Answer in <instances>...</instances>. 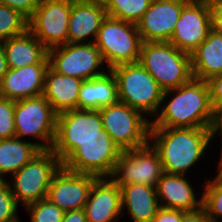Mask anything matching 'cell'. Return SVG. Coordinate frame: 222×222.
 <instances>
[{
    "label": "cell",
    "instance_id": "obj_1",
    "mask_svg": "<svg viewBox=\"0 0 222 222\" xmlns=\"http://www.w3.org/2000/svg\"><path fill=\"white\" fill-rule=\"evenodd\" d=\"M212 113L208 82L192 78L178 88L163 92L150 128H209Z\"/></svg>",
    "mask_w": 222,
    "mask_h": 222
},
{
    "label": "cell",
    "instance_id": "obj_2",
    "mask_svg": "<svg viewBox=\"0 0 222 222\" xmlns=\"http://www.w3.org/2000/svg\"><path fill=\"white\" fill-rule=\"evenodd\" d=\"M149 143L157 151L165 173L187 175L189 169L205 158L211 145L210 130L150 128Z\"/></svg>",
    "mask_w": 222,
    "mask_h": 222
},
{
    "label": "cell",
    "instance_id": "obj_3",
    "mask_svg": "<svg viewBox=\"0 0 222 222\" xmlns=\"http://www.w3.org/2000/svg\"><path fill=\"white\" fill-rule=\"evenodd\" d=\"M138 62L163 91L178 88L193 78L190 54L170 42H142Z\"/></svg>",
    "mask_w": 222,
    "mask_h": 222
},
{
    "label": "cell",
    "instance_id": "obj_4",
    "mask_svg": "<svg viewBox=\"0 0 222 222\" xmlns=\"http://www.w3.org/2000/svg\"><path fill=\"white\" fill-rule=\"evenodd\" d=\"M116 79L118 98L149 120L158 113L163 90L139 63L121 64L110 69Z\"/></svg>",
    "mask_w": 222,
    "mask_h": 222
},
{
    "label": "cell",
    "instance_id": "obj_5",
    "mask_svg": "<svg viewBox=\"0 0 222 222\" xmlns=\"http://www.w3.org/2000/svg\"><path fill=\"white\" fill-rule=\"evenodd\" d=\"M62 166L52 150H42L32 160L7 179L18 205L27 206L47 198L48 188L55 173Z\"/></svg>",
    "mask_w": 222,
    "mask_h": 222
},
{
    "label": "cell",
    "instance_id": "obj_6",
    "mask_svg": "<svg viewBox=\"0 0 222 222\" xmlns=\"http://www.w3.org/2000/svg\"><path fill=\"white\" fill-rule=\"evenodd\" d=\"M14 122L15 137L23 140L27 136L29 142L35 143L41 150L52 149L57 113L43 95L15 101ZM31 137L36 141H31Z\"/></svg>",
    "mask_w": 222,
    "mask_h": 222
},
{
    "label": "cell",
    "instance_id": "obj_7",
    "mask_svg": "<svg viewBox=\"0 0 222 222\" xmlns=\"http://www.w3.org/2000/svg\"><path fill=\"white\" fill-rule=\"evenodd\" d=\"M94 44L108 69H112L138 62L142 40L136 24L106 16Z\"/></svg>",
    "mask_w": 222,
    "mask_h": 222
},
{
    "label": "cell",
    "instance_id": "obj_8",
    "mask_svg": "<svg viewBox=\"0 0 222 222\" xmlns=\"http://www.w3.org/2000/svg\"><path fill=\"white\" fill-rule=\"evenodd\" d=\"M90 138H111L103 129L98 110L74 109L57 114L56 135L52 151L63 163Z\"/></svg>",
    "mask_w": 222,
    "mask_h": 222
},
{
    "label": "cell",
    "instance_id": "obj_9",
    "mask_svg": "<svg viewBox=\"0 0 222 222\" xmlns=\"http://www.w3.org/2000/svg\"><path fill=\"white\" fill-rule=\"evenodd\" d=\"M98 111L103 129L121 151L140 148L149 143L151 120L141 112L120 101Z\"/></svg>",
    "mask_w": 222,
    "mask_h": 222
},
{
    "label": "cell",
    "instance_id": "obj_10",
    "mask_svg": "<svg viewBox=\"0 0 222 222\" xmlns=\"http://www.w3.org/2000/svg\"><path fill=\"white\" fill-rule=\"evenodd\" d=\"M48 59L49 66L57 73L83 81L109 70L94 43H66L50 48Z\"/></svg>",
    "mask_w": 222,
    "mask_h": 222
},
{
    "label": "cell",
    "instance_id": "obj_11",
    "mask_svg": "<svg viewBox=\"0 0 222 222\" xmlns=\"http://www.w3.org/2000/svg\"><path fill=\"white\" fill-rule=\"evenodd\" d=\"M164 173L159 155L147 145L122 151L110 177L119 187L128 184H144L156 187Z\"/></svg>",
    "mask_w": 222,
    "mask_h": 222
},
{
    "label": "cell",
    "instance_id": "obj_12",
    "mask_svg": "<svg viewBox=\"0 0 222 222\" xmlns=\"http://www.w3.org/2000/svg\"><path fill=\"white\" fill-rule=\"evenodd\" d=\"M122 151L112 138H90L62 163L66 169L100 177H111Z\"/></svg>",
    "mask_w": 222,
    "mask_h": 222
},
{
    "label": "cell",
    "instance_id": "obj_13",
    "mask_svg": "<svg viewBox=\"0 0 222 222\" xmlns=\"http://www.w3.org/2000/svg\"><path fill=\"white\" fill-rule=\"evenodd\" d=\"M71 0H40L28 30L47 48L67 43Z\"/></svg>",
    "mask_w": 222,
    "mask_h": 222
},
{
    "label": "cell",
    "instance_id": "obj_14",
    "mask_svg": "<svg viewBox=\"0 0 222 222\" xmlns=\"http://www.w3.org/2000/svg\"><path fill=\"white\" fill-rule=\"evenodd\" d=\"M211 30L210 0H190L182 8L169 42L191 54Z\"/></svg>",
    "mask_w": 222,
    "mask_h": 222
},
{
    "label": "cell",
    "instance_id": "obj_15",
    "mask_svg": "<svg viewBox=\"0 0 222 222\" xmlns=\"http://www.w3.org/2000/svg\"><path fill=\"white\" fill-rule=\"evenodd\" d=\"M97 178L61 166L49 185L47 199L64 212L84 209L91 186Z\"/></svg>",
    "mask_w": 222,
    "mask_h": 222
},
{
    "label": "cell",
    "instance_id": "obj_16",
    "mask_svg": "<svg viewBox=\"0 0 222 222\" xmlns=\"http://www.w3.org/2000/svg\"><path fill=\"white\" fill-rule=\"evenodd\" d=\"M190 0H152L136 24L142 42H169L182 8Z\"/></svg>",
    "mask_w": 222,
    "mask_h": 222
},
{
    "label": "cell",
    "instance_id": "obj_17",
    "mask_svg": "<svg viewBox=\"0 0 222 222\" xmlns=\"http://www.w3.org/2000/svg\"><path fill=\"white\" fill-rule=\"evenodd\" d=\"M87 222H117L121 212V190L110 177L97 178L84 206Z\"/></svg>",
    "mask_w": 222,
    "mask_h": 222
},
{
    "label": "cell",
    "instance_id": "obj_18",
    "mask_svg": "<svg viewBox=\"0 0 222 222\" xmlns=\"http://www.w3.org/2000/svg\"><path fill=\"white\" fill-rule=\"evenodd\" d=\"M49 64L9 68L0 81V97L13 101L41 96Z\"/></svg>",
    "mask_w": 222,
    "mask_h": 222
},
{
    "label": "cell",
    "instance_id": "obj_19",
    "mask_svg": "<svg viewBox=\"0 0 222 222\" xmlns=\"http://www.w3.org/2000/svg\"><path fill=\"white\" fill-rule=\"evenodd\" d=\"M106 16L103 3L71 0L67 43H94Z\"/></svg>",
    "mask_w": 222,
    "mask_h": 222
},
{
    "label": "cell",
    "instance_id": "obj_20",
    "mask_svg": "<svg viewBox=\"0 0 222 222\" xmlns=\"http://www.w3.org/2000/svg\"><path fill=\"white\" fill-rule=\"evenodd\" d=\"M159 205L166 209L193 212L202 208V194L196 197L186 175L163 173L156 185ZM198 198V199H197Z\"/></svg>",
    "mask_w": 222,
    "mask_h": 222
},
{
    "label": "cell",
    "instance_id": "obj_21",
    "mask_svg": "<svg viewBox=\"0 0 222 222\" xmlns=\"http://www.w3.org/2000/svg\"><path fill=\"white\" fill-rule=\"evenodd\" d=\"M82 83L83 80L59 74L49 66L42 95L57 114L78 109V94Z\"/></svg>",
    "mask_w": 222,
    "mask_h": 222
},
{
    "label": "cell",
    "instance_id": "obj_22",
    "mask_svg": "<svg viewBox=\"0 0 222 222\" xmlns=\"http://www.w3.org/2000/svg\"><path fill=\"white\" fill-rule=\"evenodd\" d=\"M121 212L133 222H151L160 208L156 187L144 184H128L120 186Z\"/></svg>",
    "mask_w": 222,
    "mask_h": 222
},
{
    "label": "cell",
    "instance_id": "obj_23",
    "mask_svg": "<svg viewBox=\"0 0 222 222\" xmlns=\"http://www.w3.org/2000/svg\"><path fill=\"white\" fill-rule=\"evenodd\" d=\"M2 42L9 68L49 64L48 49L29 30Z\"/></svg>",
    "mask_w": 222,
    "mask_h": 222
},
{
    "label": "cell",
    "instance_id": "obj_24",
    "mask_svg": "<svg viewBox=\"0 0 222 222\" xmlns=\"http://www.w3.org/2000/svg\"><path fill=\"white\" fill-rule=\"evenodd\" d=\"M118 101L116 79L109 69L100 76L83 81L78 94V109L99 110Z\"/></svg>",
    "mask_w": 222,
    "mask_h": 222
},
{
    "label": "cell",
    "instance_id": "obj_25",
    "mask_svg": "<svg viewBox=\"0 0 222 222\" xmlns=\"http://www.w3.org/2000/svg\"><path fill=\"white\" fill-rule=\"evenodd\" d=\"M190 56L193 78L207 81L222 73V35L211 30Z\"/></svg>",
    "mask_w": 222,
    "mask_h": 222
},
{
    "label": "cell",
    "instance_id": "obj_26",
    "mask_svg": "<svg viewBox=\"0 0 222 222\" xmlns=\"http://www.w3.org/2000/svg\"><path fill=\"white\" fill-rule=\"evenodd\" d=\"M41 151L28 139L13 137L0 140V178L7 180Z\"/></svg>",
    "mask_w": 222,
    "mask_h": 222
},
{
    "label": "cell",
    "instance_id": "obj_27",
    "mask_svg": "<svg viewBox=\"0 0 222 222\" xmlns=\"http://www.w3.org/2000/svg\"><path fill=\"white\" fill-rule=\"evenodd\" d=\"M152 0H106L107 16L137 24Z\"/></svg>",
    "mask_w": 222,
    "mask_h": 222
},
{
    "label": "cell",
    "instance_id": "obj_28",
    "mask_svg": "<svg viewBox=\"0 0 222 222\" xmlns=\"http://www.w3.org/2000/svg\"><path fill=\"white\" fill-rule=\"evenodd\" d=\"M215 175L202 184V208L212 222H222V176Z\"/></svg>",
    "mask_w": 222,
    "mask_h": 222
},
{
    "label": "cell",
    "instance_id": "obj_29",
    "mask_svg": "<svg viewBox=\"0 0 222 222\" xmlns=\"http://www.w3.org/2000/svg\"><path fill=\"white\" fill-rule=\"evenodd\" d=\"M28 30V19L19 11L0 3V41L19 36Z\"/></svg>",
    "mask_w": 222,
    "mask_h": 222
},
{
    "label": "cell",
    "instance_id": "obj_30",
    "mask_svg": "<svg viewBox=\"0 0 222 222\" xmlns=\"http://www.w3.org/2000/svg\"><path fill=\"white\" fill-rule=\"evenodd\" d=\"M24 211L30 222H62L65 212L47 198L28 204Z\"/></svg>",
    "mask_w": 222,
    "mask_h": 222
},
{
    "label": "cell",
    "instance_id": "obj_31",
    "mask_svg": "<svg viewBox=\"0 0 222 222\" xmlns=\"http://www.w3.org/2000/svg\"><path fill=\"white\" fill-rule=\"evenodd\" d=\"M18 204L11 192L7 180L0 182V222H15L19 218L17 215Z\"/></svg>",
    "mask_w": 222,
    "mask_h": 222
},
{
    "label": "cell",
    "instance_id": "obj_32",
    "mask_svg": "<svg viewBox=\"0 0 222 222\" xmlns=\"http://www.w3.org/2000/svg\"><path fill=\"white\" fill-rule=\"evenodd\" d=\"M15 101L0 97V140L15 137Z\"/></svg>",
    "mask_w": 222,
    "mask_h": 222
},
{
    "label": "cell",
    "instance_id": "obj_33",
    "mask_svg": "<svg viewBox=\"0 0 222 222\" xmlns=\"http://www.w3.org/2000/svg\"><path fill=\"white\" fill-rule=\"evenodd\" d=\"M0 3L19 11L29 20L38 7L40 0H0Z\"/></svg>",
    "mask_w": 222,
    "mask_h": 222
},
{
    "label": "cell",
    "instance_id": "obj_34",
    "mask_svg": "<svg viewBox=\"0 0 222 222\" xmlns=\"http://www.w3.org/2000/svg\"><path fill=\"white\" fill-rule=\"evenodd\" d=\"M210 88V102L212 108L222 105V73L207 80Z\"/></svg>",
    "mask_w": 222,
    "mask_h": 222
},
{
    "label": "cell",
    "instance_id": "obj_35",
    "mask_svg": "<svg viewBox=\"0 0 222 222\" xmlns=\"http://www.w3.org/2000/svg\"><path fill=\"white\" fill-rule=\"evenodd\" d=\"M211 28L222 35V0H210Z\"/></svg>",
    "mask_w": 222,
    "mask_h": 222
},
{
    "label": "cell",
    "instance_id": "obj_36",
    "mask_svg": "<svg viewBox=\"0 0 222 222\" xmlns=\"http://www.w3.org/2000/svg\"><path fill=\"white\" fill-rule=\"evenodd\" d=\"M187 212L160 207L151 222H181Z\"/></svg>",
    "mask_w": 222,
    "mask_h": 222
},
{
    "label": "cell",
    "instance_id": "obj_37",
    "mask_svg": "<svg viewBox=\"0 0 222 222\" xmlns=\"http://www.w3.org/2000/svg\"><path fill=\"white\" fill-rule=\"evenodd\" d=\"M210 130V142L212 143L215 137L220 136L222 140V105L213 108L212 121L209 127ZM218 135V136H217ZM222 144V141H221ZM222 149V147L220 148Z\"/></svg>",
    "mask_w": 222,
    "mask_h": 222
},
{
    "label": "cell",
    "instance_id": "obj_38",
    "mask_svg": "<svg viewBox=\"0 0 222 222\" xmlns=\"http://www.w3.org/2000/svg\"><path fill=\"white\" fill-rule=\"evenodd\" d=\"M181 222H212L207 216L205 210L203 208L193 211L187 212L181 219Z\"/></svg>",
    "mask_w": 222,
    "mask_h": 222
},
{
    "label": "cell",
    "instance_id": "obj_39",
    "mask_svg": "<svg viewBox=\"0 0 222 222\" xmlns=\"http://www.w3.org/2000/svg\"><path fill=\"white\" fill-rule=\"evenodd\" d=\"M62 222H87L84 209L65 211Z\"/></svg>",
    "mask_w": 222,
    "mask_h": 222
},
{
    "label": "cell",
    "instance_id": "obj_40",
    "mask_svg": "<svg viewBox=\"0 0 222 222\" xmlns=\"http://www.w3.org/2000/svg\"><path fill=\"white\" fill-rule=\"evenodd\" d=\"M8 64L5 57V52L3 49V42L0 41V81L3 76L8 72Z\"/></svg>",
    "mask_w": 222,
    "mask_h": 222
},
{
    "label": "cell",
    "instance_id": "obj_41",
    "mask_svg": "<svg viewBox=\"0 0 222 222\" xmlns=\"http://www.w3.org/2000/svg\"><path fill=\"white\" fill-rule=\"evenodd\" d=\"M220 157H219V161H218V165H217V167L216 168H218V174L220 175V176H222V150H221V152H220Z\"/></svg>",
    "mask_w": 222,
    "mask_h": 222
},
{
    "label": "cell",
    "instance_id": "obj_42",
    "mask_svg": "<svg viewBox=\"0 0 222 222\" xmlns=\"http://www.w3.org/2000/svg\"><path fill=\"white\" fill-rule=\"evenodd\" d=\"M77 1H89V2H99V3H105L106 0H77Z\"/></svg>",
    "mask_w": 222,
    "mask_h": 222
}]
</instances>
